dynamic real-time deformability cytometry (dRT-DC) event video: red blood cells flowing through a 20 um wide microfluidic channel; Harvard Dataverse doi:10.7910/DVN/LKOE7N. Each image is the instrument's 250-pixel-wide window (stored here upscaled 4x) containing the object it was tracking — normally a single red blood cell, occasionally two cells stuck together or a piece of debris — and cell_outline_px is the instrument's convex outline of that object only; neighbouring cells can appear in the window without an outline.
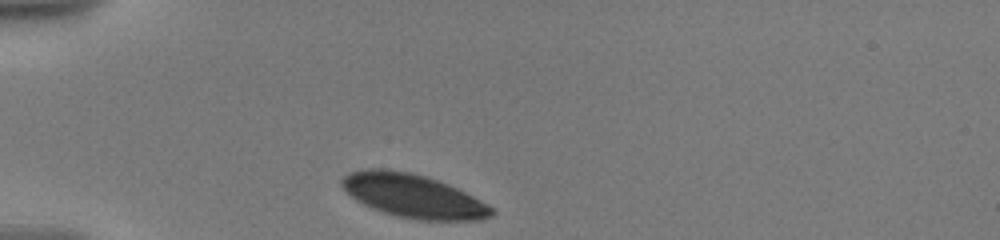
{"species": "human", "species_latin": "Homo sapiens", "temperature_condition": "warm", "stored_images_in_passage": 12, "camera_frame_rate_fps": 3000, "um_per_image_px": 0.085, "donor": {"sex": "male"}, "frame": {"image": 1, "passage_image": 1, "time_ms": 0.0, "image_size_px": [1000, 240], "cell_outline_px": [[496, 212], [492, 216], [480, 220], [416, 220], [396, 216], [372, 208], [356, 200], [340, 184], [340, 180], [348, 172], [368, 168], [384, 168], [408, 172], [424, 176], [448, 184], [488, 204]], "centroid_in_image_um": [35.11, 16.65], "position_along_channel_um": 49.9, "area_um2": 37.8}}
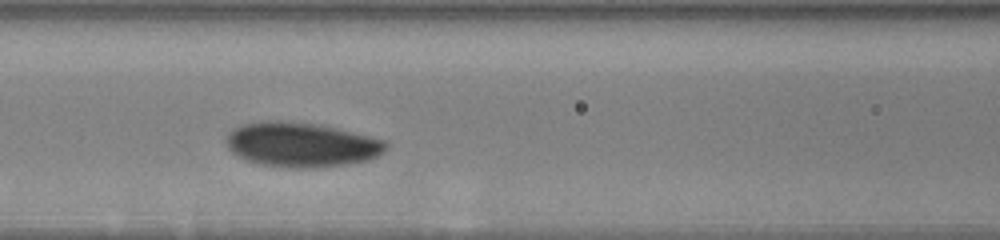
{"frame": {"image": 2, "passage_image": 9, "time_ms": 3.333, "image_size_px": [1000, 240], "cell_outline_px": [[388, 148], [376, 156], [368, 160], [320, 168], [288, 168], [260, 164], [244, 160], [236, 156], [228, 148], [224, 140], [228, 132], [232, 128], [240, 124], [268, 120], [280, 120], [316, 124], [336, 128], [388, 140]], "centroid_in_image_um": [25.57, 12.29], "position_along_channel_um": 141.0, "area_um2": 42.08}}
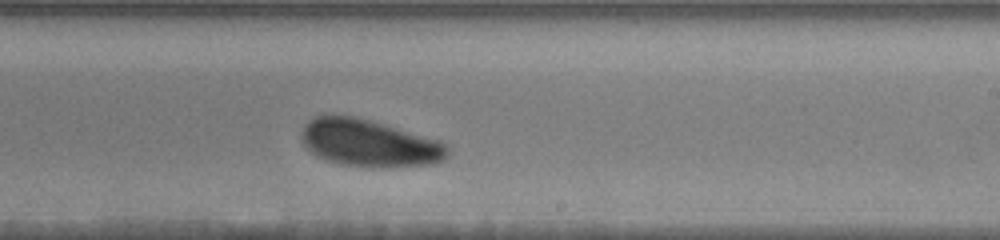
{"frame": {"image": 3, "passage_image": 12, "time_ms": 6.667, "image_size_px": [1000, 240], "cell_outline_px": [[448, 152], [444, 160], [436, 164], [340, 164], [324, 160], [308, 152], [300, 136], [300, 132], [304, 124], [308, 120], [324, 112], [352, 116], [368, 120], [440, 140], [448, 148]], "centroid_in_image_um": [31.26, 12.09], "position_along_channel_um": 257.7, "area_um2": 39.42}}